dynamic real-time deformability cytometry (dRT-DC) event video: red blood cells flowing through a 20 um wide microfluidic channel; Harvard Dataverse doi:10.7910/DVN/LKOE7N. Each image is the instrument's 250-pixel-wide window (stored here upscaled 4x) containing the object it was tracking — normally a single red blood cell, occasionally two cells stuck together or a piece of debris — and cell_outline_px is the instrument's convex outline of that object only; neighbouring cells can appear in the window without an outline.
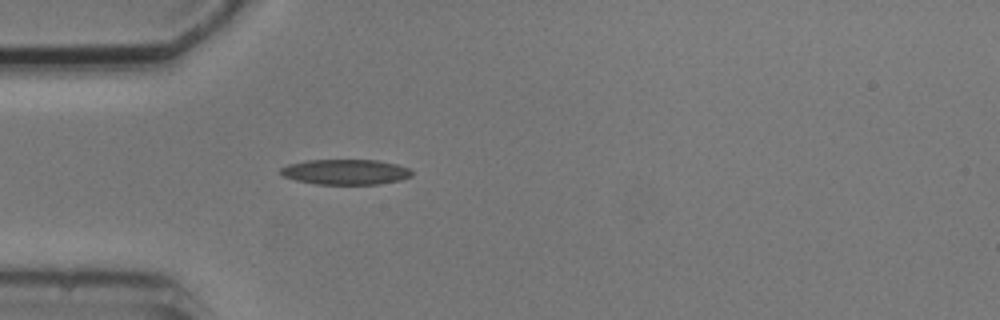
{"species": "common noctule bat (a hibernating species)", "species_latin": "Nyctalus noctula", "temperature_condition": "cold", "stored_images_in_passage": 6, "camera_frame_rate_fps": 3000, "um_per_image_px": 0.085, "animal": {"sex": "male", "body_mass_g": 20.5, "forearm_length_mm": 52.5}, "frame": {"image": 1, "passage_image": 6, "time_ms": 6.0, "image_size_px": [1000, 320], "cell_outline_px": [[412, 176], [400, 180], [380, 184], [316, 184], [296, 180], [284, 176], [280, 172], [280, 168], [288, 164], [304, 160], [380, 160], [396, 164], [408, 168], [412, 172]], "centroid_in_image_um": [29.37, 14.61], "position_along_channel_um": 55.6, "area_um2": 19.36}}